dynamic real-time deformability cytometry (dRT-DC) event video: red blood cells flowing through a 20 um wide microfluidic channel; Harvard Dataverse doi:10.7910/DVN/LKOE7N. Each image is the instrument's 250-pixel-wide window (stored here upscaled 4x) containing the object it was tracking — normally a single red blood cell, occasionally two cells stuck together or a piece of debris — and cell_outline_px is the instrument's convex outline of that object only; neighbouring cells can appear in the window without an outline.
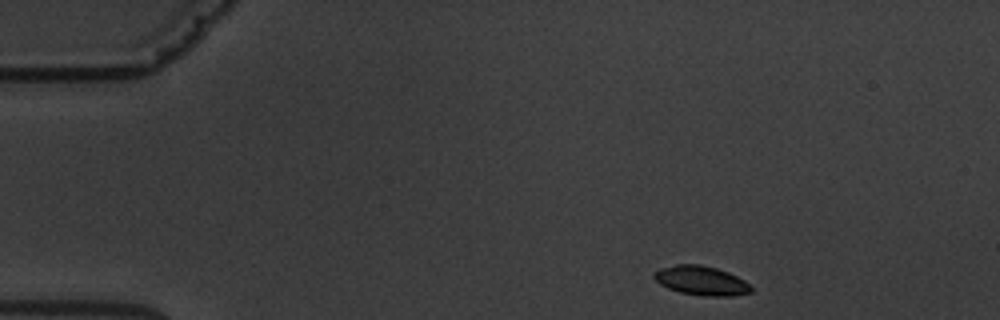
{"species": "common noctule bat (a hibernating species)", "species_latin": "Nyctalus noctula", "temperature_condition": "warm", "stored_images_in_passage": 3, "camera_frame_rate_fps": 3000, "um_per_image_px": 0.085, "animal": {"sex": "male", "body_mass_g": 19.5, "forearm_length_mm": 54.6}, "frame": {"image": 1, "passage_image": 1, "time_ms": 0.0, "image_size_px": [1000, 320], "cell_outline_px": [[752, 292], [736, 296], [700, 296], [680, 292], [668, 288], [660, 284], [652, 276], [652, 272], [660, 268], [676, 264], [700, 264], [716, 268], [728, 272], [744, 280], [752, 288]], "centroid_in_image_um": [59.59, 23.85], "position_along_channel_um": 25.4, "area_um2": 16.7}}